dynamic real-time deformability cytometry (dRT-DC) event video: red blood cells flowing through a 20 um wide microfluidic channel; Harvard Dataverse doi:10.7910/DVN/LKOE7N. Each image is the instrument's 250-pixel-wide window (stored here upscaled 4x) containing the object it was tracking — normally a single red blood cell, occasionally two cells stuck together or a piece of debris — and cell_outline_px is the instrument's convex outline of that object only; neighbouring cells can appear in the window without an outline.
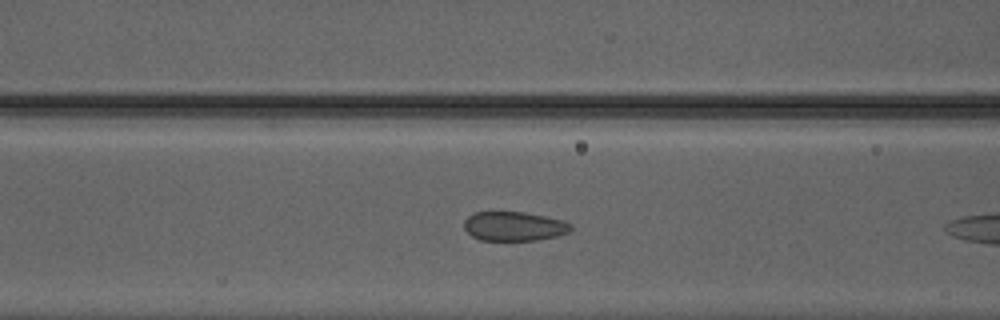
{"species": "Egyptian fruit bat (a non-hibernating species)", "species_latin": "Rousettus aegyptiacus", "temperature_condition": "warm", "stored_images_in_passage": 32, "camera_frame_rate_fps": 3000, "um_per_image_px": 0.085, "animal": {"sex": "male"}, "frame": {"image": 1, "passage_image": 11, "time_ms": 3.333, "image_size_px": [1000, 320], "cell_outline_px": [[572, 228], [568, 232], [556, 236], [540, 240], [480, 240], [472, 236], [464, 228], [464, 220], [472, 212], [524, 212], [544, 216], [560, 220], [572, 224]], "centroid_in_image_um": [43.67, 19.23], "position_along_channel_um": 122.9, "area_um2": 18.15}}
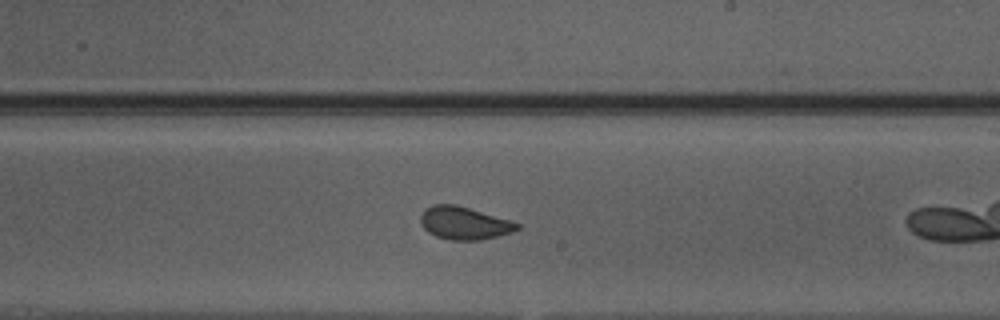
{"frame": {"image": 2, "passage_image": 20, "time_ms": 6.333, "image_size_px": [1000, 320], "cell_outline_px": [[520, 228], [512, 232], [480, 240], [452, 240], [436, 236], [428, 232], [420, 224], [420, 216], [424, 208], [432, 204], [456, 204], [508, 220], [520, 224]], "centroid_in_image_um": [39.4, 18.95], "position_along_channel_um": 249.6, "area_um2": 18.32}}
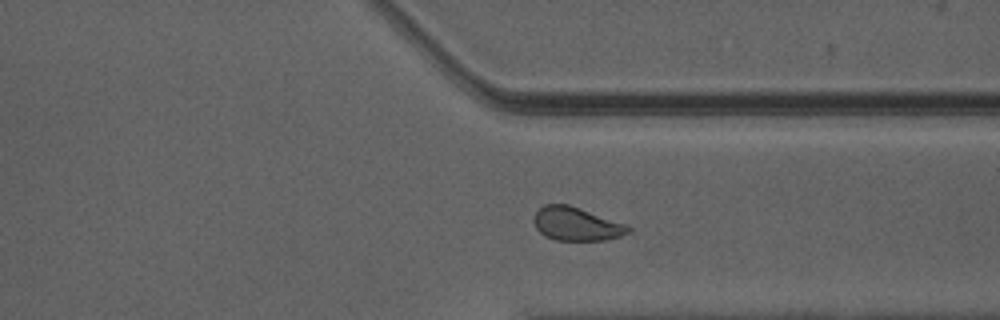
{"frame": {"image": 3, "passage_image": 28, "time_ms": 9.0, "image_size_px": [1000, 320], "cell_outline_px": [[632, 232], [620, 236], [604, 240], [556, 240], [544, 236], [536, 228], [532, 220], [532, 216], [544, 204], [568, 204], [628, 224], [632, 228]], "centroid_in_image_um": [49.0, 19.03], "position_along_channel_um": 362.4, "area_um2": 18.67}, "authors_computed_cell_mechanics": {"area_um2": 18.7561, "velocity_mm_per_s": 4.225, "shape_relaxation_time_tau1_ms": null, "shape_relaxation_time_tau2_ms": 0.8523, "deformation_change_tau1": null, "deformation_change_tau2": 0.0509}}